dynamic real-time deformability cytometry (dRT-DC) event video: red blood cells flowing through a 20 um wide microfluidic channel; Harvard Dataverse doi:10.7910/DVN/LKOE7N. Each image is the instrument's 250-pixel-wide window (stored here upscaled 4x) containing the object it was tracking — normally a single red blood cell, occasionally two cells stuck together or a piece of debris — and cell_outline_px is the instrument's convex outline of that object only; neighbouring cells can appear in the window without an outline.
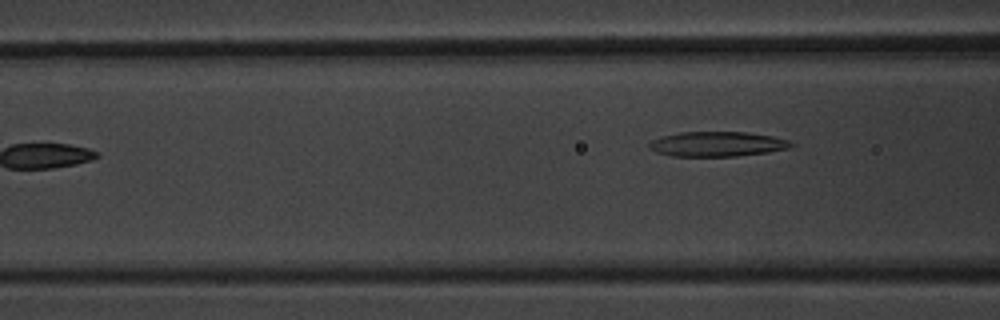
{"species": "common noctule bat (a hibernating species)", "species_latin": "Nyctalus noctula", "temperature_condition": "warm", "stored_images_in_passage": 5, "camera_frame_rate_fps": 3000, "um_per_image_px": 0.085, "animal": {"sex": "male", "body_mass_g": 20.1, "forearm_length_mm": 53.5}, "frame": {"image": 1, "passage_image": 5, "time_ms": 4.667, "image_size_px": [1000, 320], "cell_outline_px": [[796, 144], [788, 148], [768, 152], [736, 156], [672, 156], [656, 152], [648, 148], [648, 144], [652, 140], [664, 136], [680, 132], [744, 132], [772, 136], [788, 140]], "centroid_in_image_um": [60.96, 12.25], "position_along_channel_um": 105.6, "area_um2": 20.46}}